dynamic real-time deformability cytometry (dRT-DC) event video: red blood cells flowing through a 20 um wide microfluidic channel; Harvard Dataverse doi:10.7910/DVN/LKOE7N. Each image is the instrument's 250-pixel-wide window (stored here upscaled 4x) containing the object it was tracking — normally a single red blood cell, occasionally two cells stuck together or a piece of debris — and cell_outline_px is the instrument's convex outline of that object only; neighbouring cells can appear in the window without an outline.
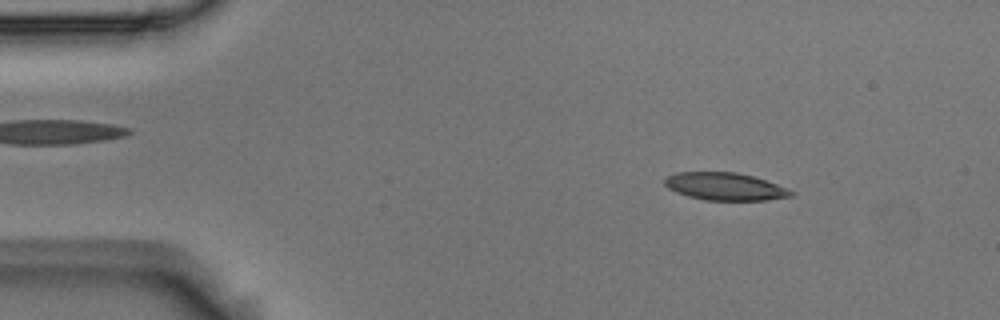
{"species": "Egyptian fruit bat (a non-hibernating species)", "species_latin": "Rousettus aegyptiacus", "temperature_condition": "room temperature", "stored_images_in_passage": 3, "camera_frame_rate_fps": 3000, "um_per_image_px": 0.085, "animal": {"sex": "male"}, "frame": {"image": 1, "passage_image": 2, "time_ms": 0.333, "image_size_px": [1000, 320], "cell_outline_px": [[792, 196], [768, 200], [704, 200], [688, 196], [676, 192], [668, 188], [664, 184], [664, 176], [676, 172], [736, 172], [752, 176], [788, 188], [792, 192]], "centroid_in_image_um": [61.57, 15.85], "position_along_channel_um": 23.4, "area_um2": 20.29}}